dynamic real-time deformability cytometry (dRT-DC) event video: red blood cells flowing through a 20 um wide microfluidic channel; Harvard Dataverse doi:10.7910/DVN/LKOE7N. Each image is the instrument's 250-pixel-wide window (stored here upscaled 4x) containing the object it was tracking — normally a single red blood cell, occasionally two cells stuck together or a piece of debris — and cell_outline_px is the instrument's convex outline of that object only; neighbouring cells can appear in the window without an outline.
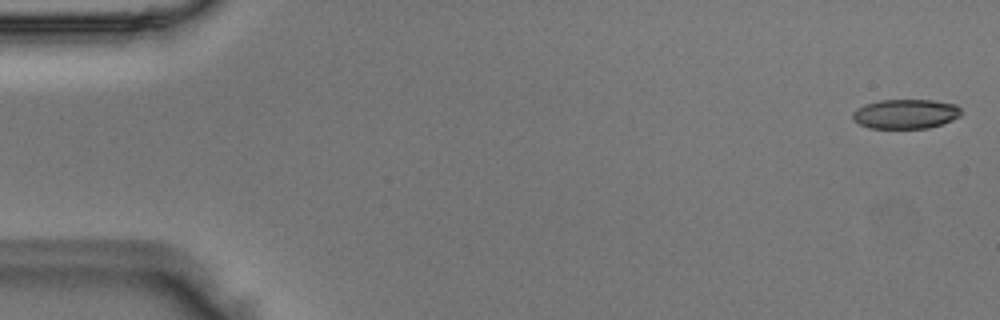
{"species": "Egyptian fruit bat (a non-hibernating species)", "species_latin": "Rousettus aegyptiacus", "temperature_condition": "room temperature", "stored_images_in_passage": 50, "camera_frame_rate_fps": 3000, "um_per_image_px": 0.085, "animal": {"sex": "male"}, "frame": {"image": 1, "passage_image": 1, "time_ms": 0.0, "image_size_px": [1000, 320], "cell_outline_px": [[960, 116], [952, 120], [928, 128], [868, 128], [852, 120], [852, 112], [856, 108], [864, 104], [880, 100], [932, 100], [956, 104], [960, 108]], "centroid_in_image_um": [76.93, 9.68], "position_along_channel_um": 8.1, "area_um2": 18.73}}
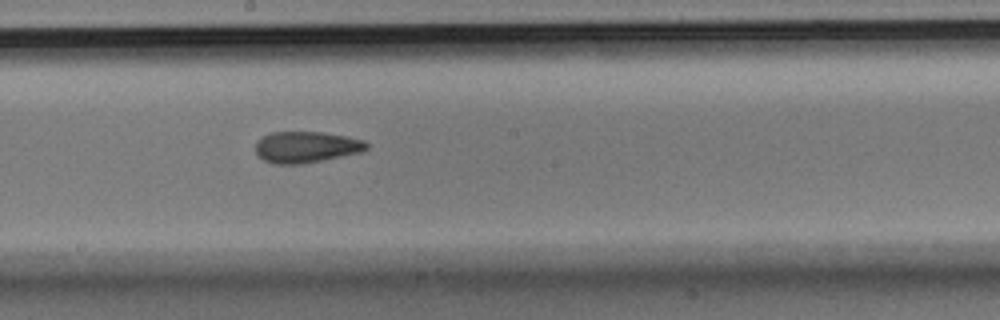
{"frame": {"image": 2, "passage_image": 27, "time_ms": 8.667, "image_size_px": [1000, 320], "cell_outline_px": [[368, 148], [360, 152], [300, 164], [272, 164], [264, 160], [256, 152], [256, 140], [272, 132], [320, 132], [348, 136], [364, 140], [368, 144]], "centroid_in_image_um": [26.01, 12.49], "position_along_channel_um": 222.2, "area_um2": 20.06}}
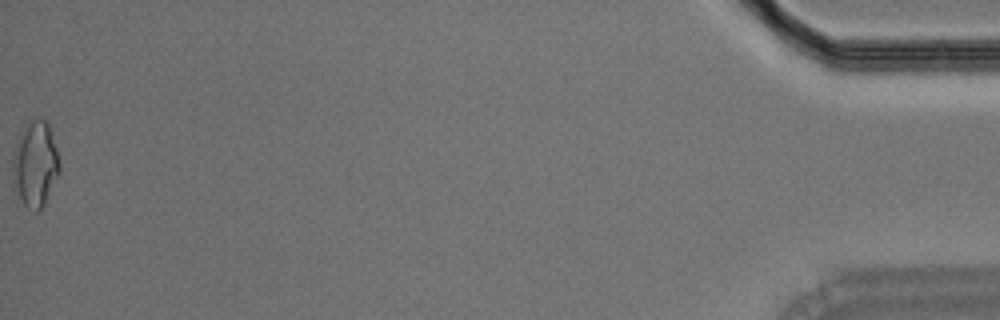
{"frame": {"image": 3, "passage_image": 50, "time_ms": 16.333, "image_size_px": [1000, 320], "cell_outline_px": [[60, 176], [44, 204], [36, 212], [28, 208], [24, 204], [20, 196], [12, 172], [12, 156], [20, 132], [36, 116], [40, 116], [48, 124], [56, 148], [60, 164]], "centroid_in_image_um": [3.02, 13.93], "position_along_channel_um": 432.2, "area_um2": 23.18}}